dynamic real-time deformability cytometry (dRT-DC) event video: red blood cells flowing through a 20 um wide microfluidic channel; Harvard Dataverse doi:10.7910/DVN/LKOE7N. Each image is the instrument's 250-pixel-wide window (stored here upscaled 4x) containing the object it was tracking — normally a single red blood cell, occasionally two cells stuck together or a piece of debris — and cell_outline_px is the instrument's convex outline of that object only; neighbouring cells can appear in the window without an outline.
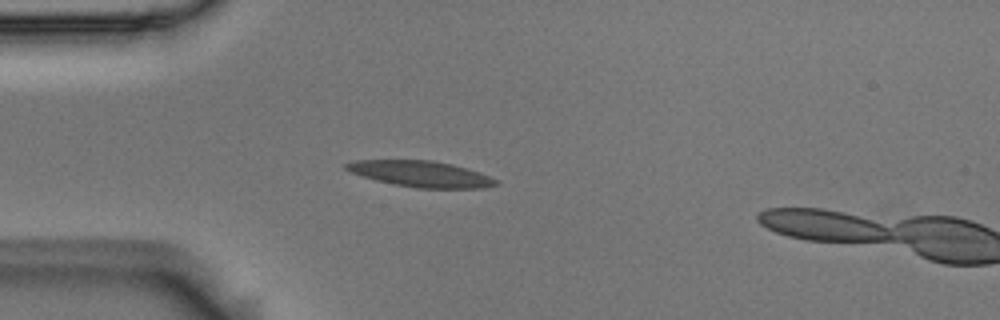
{"species": "Egyptian fruit bat (a non-hibernating species)", "species_latin": "Rousettus aegyptiacus", "temperature_condition": "room temperature", "stored_images_in_passage": 17, "camera_frame_rate_fps": 3000, "um_per_image_px": 0.085, "animal": {"sex": "male"}, "frame": {"image": 1, "passage_image": 15, "time_ms": 4.667, "image_size_px": [1000, 320], "cell_outline_px": [[500, 180], [496, 184], [484, 188], [416, 188], [392, 184], [376, 180], [352, 172], [344, 168], [344, 164], [356, 160], [432, 160], [452, 164], [480, 172]], "centroid_in_image_um": [35.8, 14.78], "position_along_channel_um": 49.2, "area_um2": 22.66}}